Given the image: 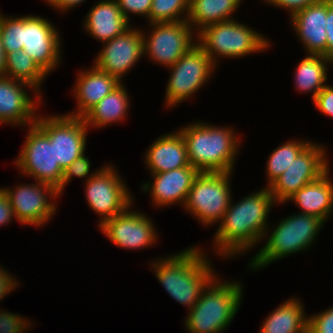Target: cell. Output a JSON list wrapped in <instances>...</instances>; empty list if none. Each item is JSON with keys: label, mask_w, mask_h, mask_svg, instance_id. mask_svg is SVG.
<instances>
[{"label": "cell", "mask_w": 333, "mask_h": 333, "mask_svg": "<svg viewBox=\"0 0 333 333\" xmlns=\"http://www.w3.org/2000/svg\"><path fill=\"white\" fill-rule=\"evenodd\" d=\"M206 288L209 291L203 289L186 320L191 333H219L231 322L240 304L239 284H215L212 280Z\"/></svg>", "instance_id": "cell-4"}, {"label": "cell", "mask_w": 333, "mask_h": 333, "mask_svg": "<svg viewBox=\"0 0 333 333\" xmlns=\"http://www.w3.org/2000/svg\"><path fill=\"white\" fill-rule=\"evenodd\" d=\"M323 223V220L316 216L302 213L283 220L275 228L264 248L256 255L252 266L263 267L287 254L305 249L313 242Z\"/></svg>", "instance_id": "cell-5"}, {"label": "cell", "mask_w": 333, "mask_h": 333, "mask_svg": "<svg viewBox=\"0 0 333 333\" xmlns=\"http://www.w3.org/2000/svg\"><path fill=\"white\" fill-rule=\"evenodd\" d=\"M78 80L76 95L80 108L76 115L68 116L83 117L120 84L115 76L109 75L95 66L89 72L80 73Z\"/></svg>", "instance_id": "cell-21"}, {"label": "cell", "mask_w": 333, "mask_h": 333, "mask_svg": "<svg viewBox=\"0 0 333 333\" xmlns=\"http://www.w3.org/2000/svg\"><path fill=\"white\" fill-rule=\"evenodd\" d=\"M23 51L47 74L59 58V37L51 24L40 17H23Z\"/></svg>", "instance_id": "cell-14"}, {"label": "cell", "mask_w": 333, "mask_h": 333, "mask_svg": "<svg viewBox=\"0 0 333 333\" xmlns=\"http://www.w3.org/2000/svg\"><path fill=\"white\" fill-rule=\"evenodd\" d=\"M117 3L123 15L129 19L127 12L146 14L149 17L152 0H117Z\"/></svg>", "instance_id": "cell-35"}, {"label": "cell", "mask_w": 333, "mask_h": 333, "mask_svg": "<svg viewBox=\"0 0 333 333\" xmlns=\"http://www.w3.org/2000/svg\"><path fill=\"white\" fill-rule=\"evenodd\" d=\"M56 8L66 9L83 2V0H47Z\"/></svg>", "instance_id": "cell-42"}, {"label": "cell", "mask_w": 333, "mask_h": 333, "mask_svg": "<svg viewBox=\"0 0 333 333\" xmlns=\"http://www.w3.org/2000/svg\"><path fill=\"white\" fill-rule=\"evenodd\" d=\"M146 159L153 174L190 166L186 144L180 132L157 139Z\"/></svg>", "instance_id": "cell-20"}, {"label": "cell", "mask_w": 333, "mask_h": 333, "mask_svg": "<svg viewBox=\"0 0 333 333\" xmlns=\"http://www.w3.org/2000/svg\"><path fill=\"white\" fill-rule=\"evenodd\" d=\"M308 144L309 142L291 141L273 151L267 163L270 185L292 164Z\"/></svg>", "instance_id": "cell-30"}, {"label": "cell", "mask_w": 333, "mask_h": 333, "mask_svg": "<svg viewBox=\"0 0 333 333\" xmlns=\"http://www.w3.org/2000/svg\"><path fill=\"white\" fill-rule=\"evenodd\" d=\"M16 282L11 279V277L3 271V269H0V299L3 298V296L7 295L11 289L15 288Z\"/></svg>", "instance_id": "cell-41"}, {"label": "cell", "mask_w": 333, "mask_h": 333, "mask_svg": "<svg viewBox=\"0 0 333 333\" xmlns=\"http://www.w3.org/2000/svg\"><path fill=\"white\" fill-rule=\"evenodd\" d=\"M272 202L273 195L267 187L235 206L229 204L215 235L216 245L221 247L219 250L232 255L255 244L263 236Z\"/></svg>", "instance_id": "cell-1"}, {"label": "cell", "mask_w": 333, "mask_h": 333, "mask_svg": "<svg viewBox=\"0 0 333 333\" xmlns=\"http://www.w3.org/2000/svg\"><path fill=\"white\" fill-rule=\"evenodd\" d=\"M333 61L324 55H313L306 57L301 61L296 70V84L300 90H313V100L325 87L323 82L326 81L325 63Z\"/></svg>", "instance_id": "cell-29"}, {"label": "cell", "mask_w": 333, "mask_h": 333, "mask_svg": "<svg viewBox=\"0 0 333 333\" xmlns=\"http://www.w3.org/2000/svg\"><path fill=\"white\" fill-rule=\"evenodd\" d=\"M33 104L20 84L17 85L12 78L0 77V122L25 124L28 121L35 124L37 118L33 117Z\"/></svg>", "instance_id": "cell-22"}, {"label": "cell", "mask_w": 333, "mask_h": 333, "mask_svg": "<svg viewBox=\"0 0 333 333\" xmlns=\"http://www.w3.org/2000/svg\"><path fill=\"white\" fill-rule=\"evenodd\" d=\"M326 19V0L311 4L292 16L295 29L310 54L327 57Z\"/></svg>", "instance_id": "cell-18"}, {"label": "cell", "mask_w": 333, "mask_h": 333, "mask_svg": "<svg viewBox=\"0 0 333 333\" xmlns=\"http://www.w3.org/2000/svg\"><path fill=\"white\" fill-rule=\"evenodd\" d=\"M115 173L111 166L104 167L99 173H94L88 178L86 197L91 208L103 215L101 224L127 210L132 203L127 187Z\"/></svg>", "instance_id": "cell-12"}, {"label": "cell", "mask_w": 333, "mask_h": 333, "mask_svg": "<svg viewBox=\"0 0 333 333\" xmlns=\"http://www.w3.org/2000/svg\"><path fill=\"white\" fill-rule=\"evenodd\" d=\"M143 34L130 30V28L106 41L107 46L96 59V67L109 75L115 76L119 81L124 72L144 53Z\"/></svg>", "instance_id": "cell-15"}, {"label": "cell", "mask_w": 333, "mask_h": 333, "mask_svg": "<svg viewBox=\"0 0 333 333\" xmlns=\"http://www.w3.org/2000/svg\"><path fill=\"white\" fill-rule=\"evenodd\" d=\"M38 184L41 185L40 188L39 185L32 184V186H20L15 192L3 189L10 199L14 215L21 223L40 226L55 212V204L48 203L42 189L53 196L59 194L58 190L50 184L43 182Z\"/></svg>", "instance_id": "cell-16"}, {"label": "cell", "mask_w": 333, "mask_h": 333, "mask_svg": "<svg viewBox=\"0 0 333 333\" xmlns=\"http://www.w3.org/2000/svg\"><path fill=\"white\" fill-rule=\"evenodd\" d=\"M199 171L193 166L182 167L163 173L153 174L154 184L152 187V196L156 204L168 205L178 200L186 203L189 190L192 187L194 179L199 175Z\"/></svg>", "instance_id": "cell-19"}, {"label": "cell", "mask_w": 333, "mask_h": 333, "mask_svg": "<svg viewBox=\"0 0 333 333\" xmlns=\"http://www.w3.org/2000/svg\"><path fill=\"white\" fill-rule=\"evenodd\" d=\"M0 33L5 54L23 50V17L5 19L0 15Z\"/></svg>", "instance_id": "cell-32"}, {"label": "cell", "mask_w": 333, "mask_h": 333, "mask_svg": "<svg viewBox=\"0 0 333 333\" xmlns=\"http://www.w3.org/2000/svg\"><path fill=\"white\" fill-rule=\"evenodd\" d=\"M127 98V92L120 83L83 116L86 125L95 124L98 127L122 119L128 108Z\"/></svg>", "instance_id": "cell-26"}, {"label": "cell", "mask_w": 333, "mask_h": 333, "mask_svg": "<svg viewBox=\"0 0 333 333\" xmlns=\"http://www.w3.org/2000/svg\"><path fill=\"white\" fill-rule=\"evenodd\" d=\"M202 256L193 248L155 264L156 276L166 291L179 303L191 308L203 289L214 280L210 265Z\"/></svg>", "instance_id": "cell-2"}, {"label": "cell", "mask_w": 333, "mask_h": 333, "mask_svg": "<svg viewBox=\"0 0 333 333\" xmlns=\"http://www.w3.org/2000/svg\"><path fill=\"white\" fill-rule=\"evenodd\" d=\"M324 153L322 148L309 143L292 164L268 186L274 201L289 200L300 188L317 180L328 171Z\"/></svg>", "instance_id": "cell-10"}, {"label": "cell", "mask_w": 333, "mask_h": 333, "mask_svg": "<svg viewBox=\"0 0 333 333\" xmlns=\"http://www.w3.org/2000/svg\"><path fill=\"white\" fill-rule=\"evenodd\" d=\"M5 58L6 54L1 42V33H0V77H3L5 74Z\"/></svg>", "instance_id": "cell-43"}, {"label": "cell", "mask_w": 333, "mask_h": 333, "mask_svg": "<svg viewBox=\"0 0 333 333\" xmlns=\"http://www.w3.org/2000/svg\"><path fill=\"white\" fill-rule=\"evenodd\" d=\"M326 171L317 180L300 188L289 199L295 202L304 211L303 214L313 215L325 220L333 208V187Z\"/></svg>", "instance_id": "cell-24"}, {"label": "cell", "mask_w": 333, "mask_h": 333, "mask_svg": "<svg viewBox=\"0 0 333 333\" xmlns=\"http://www.w3.org/2000/svg\"><path fill=\"white\" fill-rule=\"evenodd\" d=\"M233 19L215 23L204 27L200 33L199 46L212 59L213 54L227 57H239L248 53L262 50L268 42L261 35L247 28L245 25L235 23Z\"/></svg>", "instance_id": "cell-6"}, {"label": "cell", "mask_w": 333, "mask_h": 333, "mask_svg": "<svg viewBox=\"0 0 333 333\" xmlns=\"http://www.w3.org/2000/svg\"><path fill=\"white\" fill-rule=\"evenodd\" d=\"M270 3H275L274 5L282 6L290 9L292 11V16L301 11L302 9L310 6L311 4L317 3L321 0H268Z\"/></svg>", "instance_id": "cell-38"}, {"label": "cell", "mask_w": 333, "mask_h": 333, "mask_svg": "<svg viewBox=\"0 0 333 333\" xmlns=\"http://www.w3.org/2000/svg\"><path fill=\"white\" fill-rule=\"evenodd\" d=\"M189 21L153 23L155 29L146 42L143 36L144 52L149 51L152 59L159 63L174 65L195 44H191ZM147 49V50H146Z\"/></svg>", "instance_id": "cell-13"}, {"label": "cell", "mask_w": 333, "mask_h": 333, "mask_svg": "<svg viewBox=\"0 0 333 333\" xmlns=\"http://www.w3.org/2000/svg\"><path fill=\"white\" fill-rule=\"evenodd\" d=\"M213 59L195 44L174 65L166 90L167 104L174 105L192 95L204 84L213 67Z\"/></svg>", "instance_id": "cell-11"}, {"label": "cell", "mask_w": 333, "mask_h": 333, "mask_svg": "<svg viewBox=\"0 0 333 333\" xmlns=\"http://www.w3.org/2000/svg\"><path fill=\"white\" fill-rule=\"evenodd\" d=\"M5 73L10 74V78L22 85L37 89L44 79L46 73L38 64L23 50L6 54ZM12 76V77H11ZM16 79V80H15Z\"/></svg>", "instance_id": "cell-28"}, {"label": "cell", "mask_w": 333, "mask_h": 333, "mask_svg": "<svg viewBox=\"0 0 333 333\" xmlns=\"http://www.w3.org/2000/svg\"><path fill=\"white\" fill-rule=\"evenodd\" d=\"M189 8L190 0H152L148 18L152 23L183 21L177 16L185 9L189 14Z\"/></svg>", "instance_id": "cell-31"}, {"label": "cell", "mask_w": 333, "mask_h": 333, "mask_svg": "<svg viewBox=\"0 0 333 333\" xmlns=\"http://www.w3.org/2000/svg\"><path fill=\"white\" fill-rule=\"evenodd\" d=\"M326 33H327V57L333 60V8L327 2V19H326Z\"/></svg>", "instance_id": "cell-40"}, {"label": "cell", "mask_w": 333, "mask_h": 333, "mask_svg": "<svg viewBox=\"0 0 333 333\" xmlns=\"http://www.w3.org/2000/svg\"><path fill=\"white\" fill-rule=\"evenodd\" d=\"M17 166L38 182L50 184L61 193L63 170L55 163L54 143L36 125L32 124Z\"/></svg>", "instance_id": "cell-8"}, {"label": "cell", "mask_w": 333, "mask_h": 333, "mask_svg": "<svg viewBox=\"0 0 333 333\" xmlns=\"http://www.w3.org/2000/svg\"><path fill=\"white\" fill-rule=\"evenodd\" d=\"M314 103L321 112L333 117V88L325 86L314 98Z\"/></svg>", "instance_id": "cell-37"}, {"label": "cell", "mask_w": 333, "mask_h": 333, "mask_svg": "<svg viewBox=\"0 0 333 333\" xmlns=\"http://www.w3.org/2000/svg\"><path fill=\"white\" fill-rule=\"evenodd\" d=\"M331 8H333V0H326Z\"/></svg>", "instance_id": "cell-44"}, {"label": "cell", "mask_w": 333, "mask_h": 333, "mask_svg": "<svg viewBox=\"0 0 333 333\" xmlns=\"http://www.w3.org/2000/svg\"><path fill=\"white\" fill-rule=\"evenodd\" d=\"M22 319L12 313H0V333H20L26 327Z\"/></svg>", "instance_id": "cell-36"}, {"label": "cell", "mask_w": 333, "mask_h": 333, "mask_svg": "<svg viewBox=\"0 0 333 333\" xmlns=\"http://www.w3.org/2000/svg\"><path fill=\"white\" fill-rule=\"evenodd\" d=\"M39 119V120H38ZM35 124L54 143L55 163L62 170L84 154L87 125L83 117L57 116L38 118Z\"/></svg>", "instance_id": "cell-9"}, {"label": "cell", "mask_w": 333, "mask_h": 333, "mask_svg": "<svg viewBox=\"0 0 333 333\" xmlns=\"http://www.w3.org/2000/svg\"><path fill=\"white\" fill-rule=\"evenodd\" d=\"M150 220L142 214L127 212L107 219L99 227L109 239L125 248H139L151 245L155 241V233Z\"/></svg>", "instance_id": "cell-17"}, {"label": "cell", "mask_w": 333, "mask_h": 333, "mask_svg": "<svg viewBox=\"0 0 333 333\" xmlns=\"http://www.w3.org/2000/svg\"><path fill=\"white\" fill-rule=\"evenodd\" d=\"M179 132L191 166L199 172H231L238 144L232 130L199 123Z\"/></svg>", "instance_id": "cell-3"}, {"label": "cell", "mask_w": 333, "mask_h": 333, "mask_svg": "<svg viewBox=\"0 0 333 333\" xmlns=\"http://www.w3.org/2000/svg\"><path fill=\"white\" fill-rule=\"evenodd\" d=\"M14 216L10 199L3 189H0V225L5 224Z\"/></svg>", "instance_id": "cell-39"}, {"label": "cell", "mask_w": 333, "mask_h": 333, "mask_svg": "<svg viewBox=\"0 0 333 333\" xmlns=\"http://www.w3.org/2000/svg\"><path fill=\"white\" fill-rule=\"evenodd\" d=\"M240 0H190L189 19L204 27L229 21L228 17L238 7Z\"/></svg>", "instance_id": "cell-27"}, {"label": "cell", "mask_w": 333, "mask_h": 333, "mask_svg": "<svg viewBox=\"0 0 333 333\" xmlns=\"http://www.w3.org/2000/svg\"><path fill=\"white\" fill-rule=\"evenodd\" d=\"M89 169L90 161L84 156V154L75 159L66 169L63 170L61 191L73 175L84 177L88 175Z\"/></svg>", "instance_id": "cell-34"}, {"label": "cell", "mask_w": 333, "mask_h": 333, "mask_svg": "<svg viewBox=\"0 0 333 333\" xmlns=\"http://www.w3.org/2000/svg\"><path fill=\"white\" fill-rule=\"evenodd\" d=\"M229 175L230 172H200L194 179L185 206L204 224L222 218L229 207Z\"/></svg>", "instance_id": "cell-7"}, {"label": "cell", "mask_w": 333, "mask_h": 333, "mask_svg": "<svg viewBox=\"0 0 333 333\" xmlns=\"http://www.w3.org/2000/svg\"><path fill=\"white\" fill-rule=\"evenodd\" d=\"M86 28L92 36L109 41L129 29L128 19L123 15L117 1H101L88 13Z\"/></svg>", "instance_id": "cell-23"}, {"label": "cell", "mask_w": 333, "mask_h": 333, "mask_svg": "<svg viewBox=\"0 0 333 333\" xmlns=\"http://www.w3.org/2000/svg\"><path fill=\"white\" fill-rule=\"evenodd\" d=\"M308 333H333V308L308 319Z\"/></svg>", "instance_id": "cell-33"}, {"label": "cell", "mask_w": 333, "mask_h": 333, "mask_svg": "<svg viewBox=\"0 0 333 333\" xmlns=\"http://www.w3.org/2000/svg\"><path fill=\"white\" fill-rule=\"evenodd\" d=\"M294 299L286 301L264 322L260 333H308V318Z\"/></svg>", "instance_id": "cell-25"}]
</instances>
